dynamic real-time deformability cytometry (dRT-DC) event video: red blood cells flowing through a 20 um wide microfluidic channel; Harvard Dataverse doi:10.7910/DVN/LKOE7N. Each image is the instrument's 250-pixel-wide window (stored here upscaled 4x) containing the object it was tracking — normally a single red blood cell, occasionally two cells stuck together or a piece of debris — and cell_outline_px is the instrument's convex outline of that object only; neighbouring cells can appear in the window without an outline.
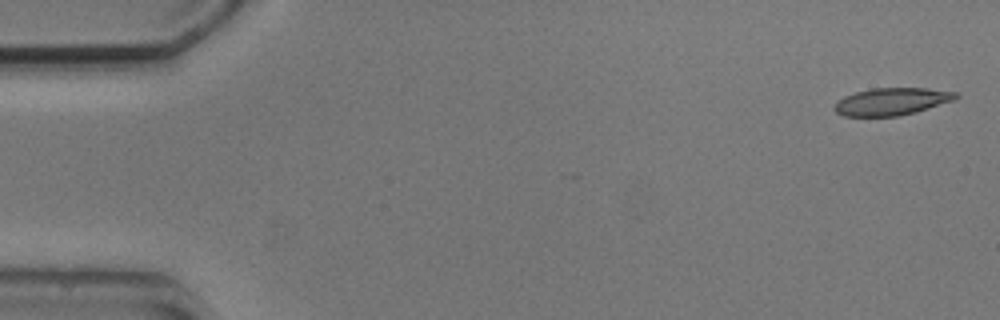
{"species": "common noctule bat (a hibernating species)", "species_latin": "Nyctalus noctula", "temperature_condition": "cold", "stored_images_in_passage": 4, "camera_frame_rate_fps": 3000, "um_per_image_px": 0.085, "animal": {"sex": "male", "body_mass_g": 20.5, "forearm_length_mm": 52.5}, "frame": {"image": 1, "passage_image": 4, "time_ms": 4.333, "image_size_px": [1000, 320], "cell_outline_px": [[960, 96], [956, 100], [916, 112], [900, 116], [844, 116], [836, 112], [836, 104], [844, 96], [856, 92], [872, 88], [928, 88], [956, 92]], "centroid_in_image_um": [75.87, 8.62], "position_along_channel_um": 9.1, "area_um2": 19.31}}